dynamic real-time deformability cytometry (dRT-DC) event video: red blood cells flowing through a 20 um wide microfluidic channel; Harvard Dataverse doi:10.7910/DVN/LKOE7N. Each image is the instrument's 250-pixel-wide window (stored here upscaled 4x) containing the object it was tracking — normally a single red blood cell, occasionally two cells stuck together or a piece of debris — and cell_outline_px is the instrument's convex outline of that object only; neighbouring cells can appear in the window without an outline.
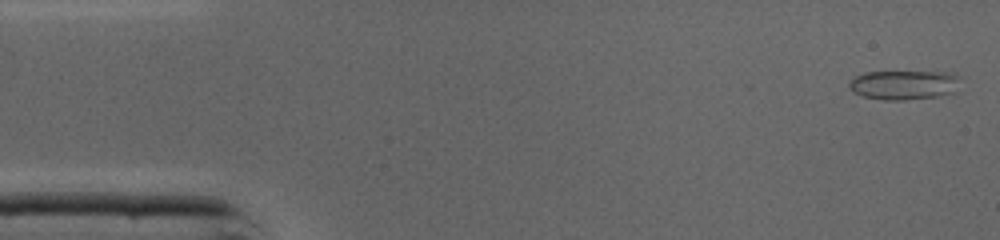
{"species": "common noctule bat (a hibernating species)", "species_latin": "Nyctalus noctula", "temperature_condition": "cold", "stored_images_in_passage": 45, "camera_frame_rate_fps": 3000, "um_per_image_px": 0.085, "animal": {"sex": "male", "body_mass_g": 19.0, "forearm_length_mm": 50.8}, "frame": {"image": 1, "passage_image": 1, "time_ms": 0.0, "image_size_px": [1000, 240], "cell_outline_px": [[960, 76], [956, 92], [936, 96], [904, 100], [884, 100], [864, 96], [852, 92], [848, 88], [848, 84], [856, 76], [864, 72], [952, 72]], "centroid_in_image_um": [76.84, 7.21], "position_along_channel_um": 8.2, "area_um2": 19.07}}
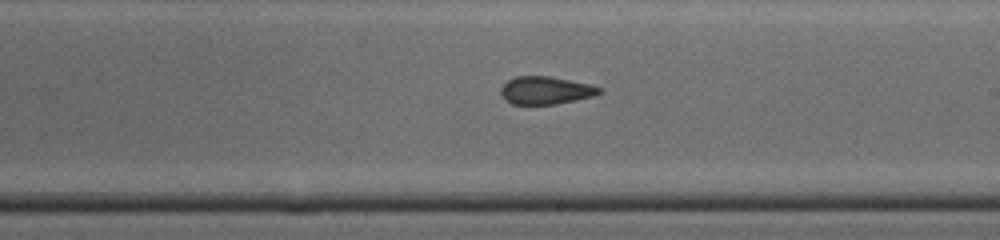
{"frame": {"image": 2, "passage_image": 25, "time_ms": 8.0, "image_size_px": [1000, 240], "cell_outline_px": [[604, 92], [592, 96], [556, 104], [512, 104], [504, 100], [500, 92], [500, 88], [508, 80], [516, 76], [548, 76], [588, 84], [604, 88]], "centroid_in_image_um": [46.37, 7.68], "position_along_channel_um": 242.6, "area_um2": 15.9}}
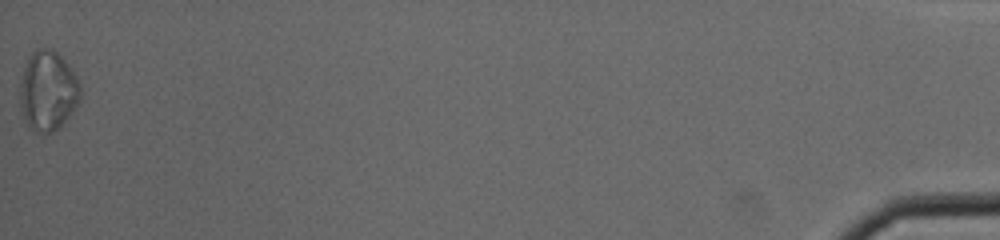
{"frame": {"image": 3, "passage_image": 45, "time_ms": 14.667, "image_size_px": [1000, 240], "cell_outline_px": [[80, 100], [68, 116], [52, 132], [36, 132], [28, 128], [20, 112], [20, 84], [24, 64], [28, 56], [36, 48], [52, 48], [68, 64], [80, 84]], "centroid_in_image_um": [4.02, 7.7], "position_along_channel_um": 431.2, "area_um2": 28.09}, "authors_computed_cell_mechanics": {"area_um2": 17.3978, "velocity_mm_per_s": 4.3954, "shape_relaxation_time_tau1_ms": null, "shape_relaxation_time_tau2_ms": 1.3674, "deformation_change_tau1": null, "deformation_change_tau2": 0.0499}}